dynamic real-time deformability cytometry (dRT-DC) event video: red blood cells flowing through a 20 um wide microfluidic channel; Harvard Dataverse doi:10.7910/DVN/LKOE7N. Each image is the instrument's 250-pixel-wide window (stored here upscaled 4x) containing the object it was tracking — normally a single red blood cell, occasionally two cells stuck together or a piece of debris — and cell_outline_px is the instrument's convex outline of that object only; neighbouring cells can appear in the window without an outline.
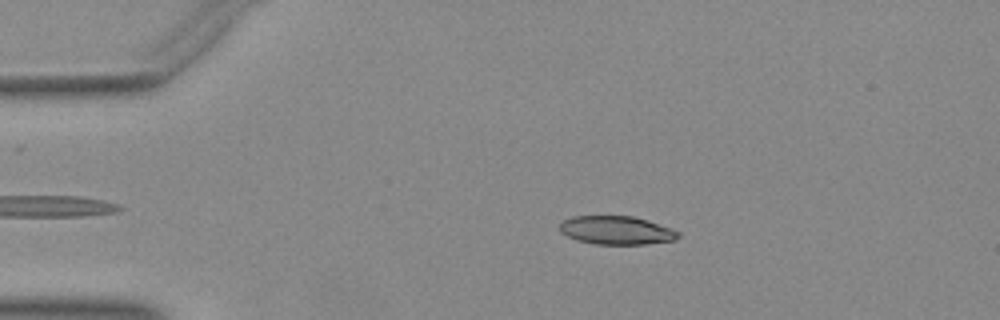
{"species": "Egyptian fruit bat (a non-hibernating species)", "species_latin": "Rousettus aegyptiacus", "temperature_condition": "warm", "stored_images_in_passage": 45, "camera_frame_rate_fps": 3000, "um_per_image_px": 0.085, "animal": {"sex": "female"}, "frame": {"image": 1, "passage_image": 4, "time_ms": 1.0, "image_size_px": [1000, 320], "cell_outline_px": [[680, 236], [676, 240], [644, 244], [596, 244], [576, 240], [560, 232], [560, 224], [564, 220], [572, 216], [632, 216], [648, 220], [672, 228], [680, 232]], "centroid_in_image_um": [52.43, 19.57], "position_along_channel_um": 32.6, "area_um2": 19.71}}
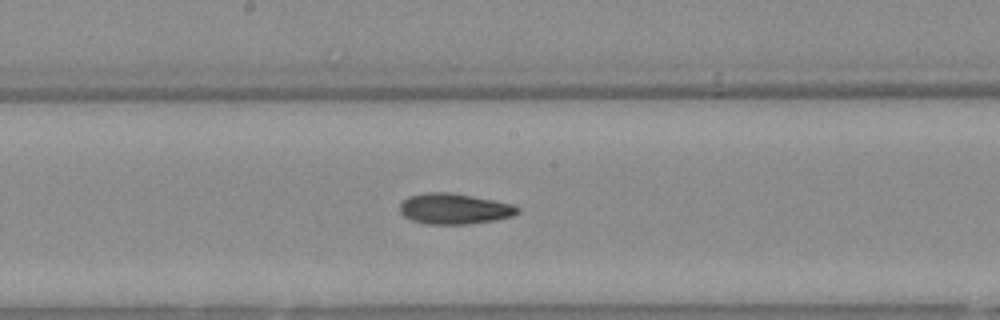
{"frame": {"image": 2, "passage_image": 21, "time_ms": 6.667, "image_size_px": [1000, 320], "cell_outline_px": [[520, 212], [512, 216], [492, 220], [468, 224], [424, 224], [412, 220], [404, 216], [400, 212], [400, 204], [408, 196], [424, 192], [448, 192], [516, 204], [520, 208]], "centroid_in_image_um": [38.61, 17.74], "position_along_channel_um": 209.6, "area_um2": 21.1}}
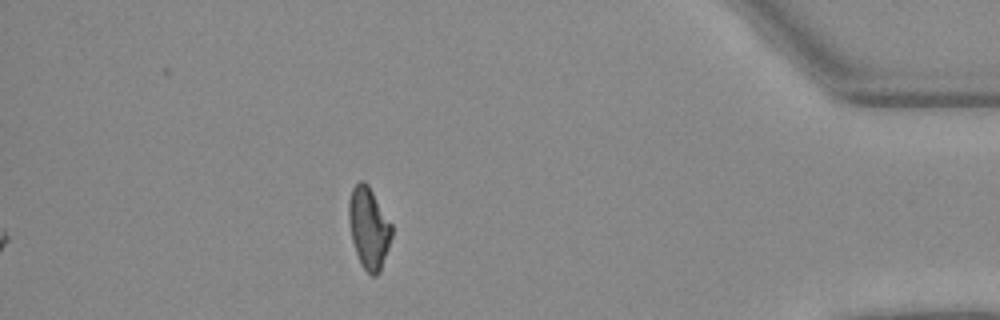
{"frame": {"image": 3, "passage_image": 39, "time_ms": 12.667, "image_size_px": [1000, 320], "cell_outline_px": [[392, 236], [380, 272], [376, 276], [372, 276], [360, 264], [352, 240], [348, 220], [348, 204], [352, 188], [360, 180], [364, 180], [368, 184], [392, 224]], "centroid_in_image_um": [31.34, 19.37], "position_along_channel_um": 403.9, "area_um2": 20.4}}